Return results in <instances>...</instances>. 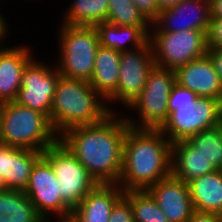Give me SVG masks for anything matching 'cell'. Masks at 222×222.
<instances>
[{
  "label": "cell",
  "instance_id": "23",
  "mask_svg": "<svg viewBox=\"0 0 222 222\" xmlns=\"http://www.w3.org/2000/svg\"><path fill=\"white\" fill-rule=\"evenodd\" d=\"M0 222H47L21 190L0 192Z\"/></svg>",
  "mask_w": 222,
  "mask_h": 222
},
{
  "label": "cell",
  "instance_id": "31",
  "mask_svg": "<svg viewBox=\"0 0 222 222\" xmlns=\"http://www.w3.org/2000/svg\"><path fill=\"white\" fill-rule=\"evenodd\" d=\"M132 1L150 23H153L158 18L160 11L156 0Z\"/></svg>",
  "mask_w": 222,
  "mask_h": 222
},
{
  "label": "cell",
  "instance_id": "33",
  "mask_svg": "<svg viewBox=\"0 0 222 222\" xmlns=\"http://www.w3.org/2000/svg\"><path fill=\"white\" fill-rule=\"evenodd\" d=\"M187 222H222V216L214 213L194 211Z\"/></svg>",
  "mask_w": 222,
  "mask_h": 222
},
{
  "label": "cell",
  "instance_id": "1",
  "mask_svg": "<svg viewBox=\"0 0 222 222\" xmlns=\"http://www.w3.org/2000/svg\"><path fill=\"white\" fill-rule=\"evenodd\" d=\"M118 114L114 111L99 123L74 126L59 135L98 184H118L120 179L130 125Z\"/></svg>",
  "mask_w": 222,
  "mask_h": 222
},
{
  "label": "cell",
  "instance_id": "8",
  "mask_svg": "<svg viewBox=\"0 0 222 222\" xmlns=\"http://www.w3.org/2000/svg\"><path fill=\"white\" fill-rule=\"evenodd\" d=\"M155 66L176 70L207 54V34L204 31L150 32Z\"/></svg>",
  "mask_w": 222,
  "mask_h": 222
},
{
  "label": "cell",
  "instance_id": "19",
  "mask_svg": "<svg viewBox=\"0 0 222 222\" xmlns=\"http://www.w3.org/2000/svg\"><path fill=\"white\" fill-rule=\"evenodd\" d=\"M171 174L185 183L217 169L186 141L171 143Z\"/></svg>",
  "mask_w": 222,
  "mask_h": 222
},
{
  "label": "cell",
  "instance_id": "6",
  "mask_svg": "<svg viewBox=\"0 0 222 222\" xmlns=\"http://www.w3.org/2000/svg\"><path fill=\"white\" fill-rule=\"evenodd\" d=\"M176 83L175 70L154 66L150 71L146 85L127 108L137 111L136 117L125 116L130 127L135 129H161L169 118L168 99ZM136 120V121H135Z\"/></svg>",
  "mask_w": 222,
  "mask_h": 222
},
{
  "label": "cell",
  "instance_id": "12",
  "mask_svg": "<svg viewBox=\"0 0 222 222\" xmlns=\"http://www.w3.org/2000/svg\"><path fill=\"white\" fill-rule=\"evenodd\" d=\"M154 66L150 41L140 48L122 51L118 85L116 91L106 100L107 105H111L110 102H120L127 109L145 87L147 77Z\"/></svg>",
  "mask_w": 222,
  "mask_h": 222
},
{
  "label": "cell",
  "instance_id": "20",
  "mask_svg": "<svg viewBox=\"0 0 222 222\" xmlns=\"http://www.w3.org/2000/svg\"><path fill=\"white\" fill-rule=\"evenodd\" d=\"M94 27L98 32L99 44L119 52L144 46L149 41L151 30L149 27L120 26L107 21L98 23ZM129 43L132 46H129Z\"/></svg>",
  "mask_w": 222,
  "mask_h": 222
},
{
  "label": "cell",
  "instance_id": "5",
  "mask_svg": "<svg viewBox=\"0 0 222 222\" xmlns=\"http://www.w3.org/2000/svg\"><path fill=\"white\" fill-rule=\"evenodd\" d=\"M58 30L60 60L55 65L59 74L65 78L89 81L100 46L96 28L61 24Z\"/></svg>",
  "mask_w": 222,
  "mask_h": 222
},
{
  "label": "cell",
  "instance_id": "11",
  "mask_svg": "<svg viewBox=\"0 0 222 222\" xmlns=\"http://www.w3.org/2000/svg\"><path fill=\"white\" fill-rule=\"evenodd\" d=\"M45 64L36 59L27 64L21 75L20 89L14 102L50 119L54 92L61 75L55 65L49 68Z\"/></svg>",
  "mask_w": 222,
  "mask_h": 222
},
{
  "label": "cell",
  "instance_id": "29",
  "mask_svg": "<svg viewBox=\"0 0 222 222\" xmlns=\"http://www.w3.org/2000/svg\"><path fill=\"white\" fill-rule=\"evenodd\" d=\"M108 222H134L131 205L123 196L113 206Z\"/></svg>",
  "mask_w": 222,
  "mask_h": 222
},
{
  "label": "cell",
  "instance_id": "35",
  "mask_svg": "<svg viewBox=\"0 0 222 222\" xmlns=\"http://www.w3.org/2000/svg\"><path fill=\"white\" fill-rule=\"evenodd\" d=\"M8 23L5 20V17L2 16L1 12H0V46H2L4 43H2L3 41H5L4 39H6L7 37V32H8ZM3 40V41H2Z\"/></svg>",
  "mask_w": 222,
  "mask_h": 222
},
{
  "label": "cell",
  "instance_id": "32",
  "mask_svg": "<svg viewBox=\"0 0 222 222\" xmlns=\"http://www.w3.org/2000/svg\"><path fill=\"white\" fill-rule=\"evenodd\" d=\"M207 54L212 60L215 71L222 83V48H208Z\"/></svg>",
  "mask_w": 222,
  "mask_h": 222
},
{
  "label": "cell",
  "instance_id": "10",
  "mask_svg": "<svg viewBox=\"0 0 222 222\" xmlns=\"http://www.w3.org/2000/svg\"><path fill=\"white\" fill-rule=\"evenodd\" d=\"M50 162L42 155L33 166L28 186L24 190L38 213L47 221H68L72 210L62 201L60 188ZM51 214V215H50Z\"/></svg>",
  "mask_w": 222,
  "mask_h": 222
},
{
  "label": "cell",
  "instance_id": "21",
  "mask_svg": "<svg viewBox=\"0 0 222 222\" xmlns=\"http://www.w3.org/2000/svg\"><path fill=\"white\" fill-rule=\"evenodd\" d=\"M195 211L222 216V171L216 170L188 182Z\"/></svg>",
  "mask_w": 222,
  "mask_h": 222
},
{
  "label": "cell",
  "instance_id": "25",
  "mask_svg": "<svg viewBox=\"0 0 222 222\" xmlns=\"http://www.w3.org/2000/svg\"><path fill=\"white\" fill-rule=\"evenodd\" d=\"M195 150L217 170L222 167V122L205 129L186 140Z\"/></svg>",
  "mask_w": 222,
  "mask_h": 222
},
{
  "label": "cell",
  "instance_id": "28",
  "mask_svg": "<svg viewBox=\"0 0 222 222\" xmlns=\"http://www.w3.org/2000/svg\"><path fill=\"white\" fill-rule=\"evenodd\" d=\"M199 98L195 93L187 88L175 83L171 89L168 99L169 114L177 109V106H191Z\"/></svg>",
  "mask_w": 222,
  "mask_h": 222
},
{
  "label": "cell",
  "instance_id": "27",
  "mask_svg": "<svg viewBox=\"0 0 222 222\" xmlns=\"http://www.w3.org/2000/svg\"><path fill=\"white\" fill-rule=\"evenodd\" d=\"M107 22L120 26L151 27L132 0H109Z\"/></svg>",
  "mask_w": 222,
  "mask_h": 222
},
{
  "label": "cell",
  "instance_id": "13",
  "mask_svg": "<svg viewBox=\"0 0 222 222\" xmlns=\"http://www.w3.org/2000/svg\"><path fill=\"white\" fill-rule=\"evenodd\" d=\"M210 19V0H182L173 7L161 10L158 18L151 23L150 32L197 30L207 34Z\"/></svg>",
  "mask_w": 222,
  "mask_h": 222
},
{
  "label": "cell",
  "instance_id": "22",
  "mask_svg": "<svg viewBox=\"0 0 222 222\" xmlns=\"http://www.w3.org/2000/svg\"><path fill=\"white\" fill-rule=\"evenodd\" d=\"M121 52L99 46L96 52L94 70L89 84L107 100L118 85Z\"/></svg>",
  "mask_w": 222,
  "mask_h": 222
},
{
  "label": "cell",
  "instance_id": "7",
  "mask_svg": "<svg viewBox=\"0 0 222 222\" xmlns=\"http://www.w3.org/2000/svg\"><path fill=\"white\" fill-rule=\"evenodd\" d=\"M50 162L60 185L62 201L73 210L98 183L80 163L77 157L58 140L43 151Z\"/></svg>",
  "mask_w": 222,
  "mask_h": 222
},
{
  "label": "cell",
  "instance_id": "17",
  "mask_svg": "<svg viewBox=\"0 0 222 222\" xmlns=\"http://www.w3.org/2000/svg\"><path fill=\"white\" fill-rule=\"evenodd\" d=\"M118 184H98L72 210L69 222H108L113 206L123 196Z\"/></svg>",
  "mask_w": 222,
  "mask_h": 222
},
{
  "label": "cell",
  "instance_id": "36",
  "mask_svg": "<svg viewBox=\"0 0 222 222\" xmlns=\"http://www.w3.org/2000/svg\"><path fill=\"white\" fill-rule=\"evenodd\" d=\"M182 0H156L159 11L179 4Z\"/></svg>",
  "mask_w": 222,
  "mask_h": 222
},
{
  "label": "cell",
  "instance_id": "37",
  "mask_svg": "<svg viewBox=\"0 0 222 222\" xmlns=\"http://www.w3.org/2000/svg\"><path fill=\"white\" fill-rule=\"evenodd\" d=\"M5 190H7V188H6V185L4 183L2 176L0 175V192L5 191Z\"/></svg>",
  "mask_w": 222,
  "mask_h": 222
},
{
  "label": "cell",
  "instance_id": "24",
  "mask_svg": "<svg viewBox=\"0 0 222 222\" xmlns=\"http://www.w3.org/2000/svg\"><path fill=\"white\" fill-rule=\"evenodd\" d=\"M66 8L61 24L73 26H95L107 21L109 0H73Z\"/></svg>",
  "mask_w": 222,
  "mask_h": 222
},
{
  "label": "cell",
  "instance_id": "30",
  "mask_svg": "<svg viewBox=\"0 0 222 222\" xmlns=\"http://www.w3.org/2000/svg\"><path fill=\"white\" fill-rule=\"evenodd\" d=\"M207 43L208 48H222V17L210 19Z\"/></svg>",
  "mask_w": 222,
  "mask_h": 222
},
{
  "label": "cell",
  "instance_id": "14",
  "mask_svg": "<svg viewBox=\"0 0 222 222\" xmlns=\"http://www.w3.org/2000/svg\"><path fill=\"white\" fill-rule=\"evenodd\" d=\"M169 222H187L195 211L189 185L172 174L147 189Z\"/></svg>",
  "mask_w": 222,
  "mask_h": 222
},
{
  "label": "cell",
  "instance_id": "9",
  "mask_svg": "<svg viewBox=\"0 0 222 222\" xmlns=\"http://www.w3.org/2000/svg\"><path fill=\"white\" fill-rule=\"evenodd\" d=\"M222 122V103L215 98L199 97L191 106H177L160 129L171 143L214 127Z\"/></svg>",
  "mask_w": 222,
  "mask_h": 222
},
{
  "label": "cell",
  "instance_id": "26",
  "mask_svg": "<svg viewBox=\"0 0 222 222\" xmlns=\"http://www.w3.org/2000/svg\"><path fill=\"white\" fill-rule=\"evenodd\" d=\"M123 197L131 205L134 222H169L147 190L126 191Z\"/></svg>",
  "mask_w": 222,
  "mask_h": 222
},
{
  "label": "cell",
  "instance_id": "38",
  "mask_svg": "<svg viewBox=\"0 0 222 222\" xmlns=\"http://www.w3.org/2000/svg\"><path fill=\"white\" fill-rule=\"evenodd\" d=\"M3 103L0 102V143H1V121H2Z\"/></svg>",
  "mask_w": 222,
  "mask_h": 222
},
{
  "label": "cell",
  "instance_id": "16",
  "mask_svg": "<svg viewBox=\"0 0 222 222\" xmlns=\"http://www.w3.org/2000/svg\"><path fill=\"white\" fill-rule=\"evenodd\" d=\"M43 152L0 143V175L7 189L24 191L30 174Z\"/></svg>",
  "mask_w": 222,
  "mask_h": 222
},
{
  "label": "cell",
  "instance_id": "15",
  "mask_svg": "<svg viewBox=\"0 0 222 222\" xmlns=\"http://www.w3.org/2000/svg\"><path fill=\"white\" fill-rule=\"evenodd\" d=\"M176 83L199 97H211L222 103V83L212 60L206 54L175 70Z\"/></svg>",
  "mask_w": 222,
  "mask_h": 222
},
{
  "label": "cell",
  "instance_id": "3",
  "mask_svg": "<svg viewBox=\"0 0 222 222\" xmlns=\"http://www.w3.org/2000/svg\"><path fill=\"white\" fill-rule=\"evenodd\" d=\"M89 81L60 76L54 92L50 123L60 135L66 129L103 121L114 112ZM113 109V110H112Z\"/></svg>",
  "mask_w": 222,
  "mask_h": 222
},
{
  "label": "cell",
  "instance_id": "18",
  "mask_svg": "<svg viewBox=\"0 0 222 222\" xmlns=\"http://www.w3.org/2000/svg\"><path fill=\"white\" fill-rule=\"evenodd\" d=\"M0 46V102L14 101L20 89L21 75L27 64L34 59L31 47Z\"/></svg>",
  "mask_w": 222,
  "mask_h": 222
},
{
  "label": "cell",
  "instance_id": "2",
  "mask_svg": "<svg viewBox=\"0 0 222 222\" xmlns=\"http://www.w3.org/2000/svg\"><path fill=\"white\" fill-rule=\"evenodd\" d=\"M171 161V142L160 129L129 127L118 185L124 192L147 190L171 175Z\"/></svg>",
  "mask_w": 222,
  "mask_h": 222
},
{
  "label": "cell",
  "instance_id": "34",
  "mask_svg": "<svg viewBox=\"0 0 222 222\" xmlns=\"http://www.w3.org/2000/svg\"><path fill=\"white\" fill-rule=\"evenodd\" d=\"M211 18L222 17V0H210Z\"/></svg>",
  "mask_w": 222,
  "mask_h": 222
},
{
  "label": "cell",
  "instance_id": "4",
  "mask_svg": "<svg viewBox=\"0 0 222 222\" xmlns=\"http://www.w3.org/2000/svg\"><path fill=\"white\" fill-rule=\"evenodd\" d=\"M58 140L59 135L44 114L14 101L3 103L2 144L43 152Z\"/></svg>",
  "mask_w": 222,
  "mask_h": 222
}]
</instances>
